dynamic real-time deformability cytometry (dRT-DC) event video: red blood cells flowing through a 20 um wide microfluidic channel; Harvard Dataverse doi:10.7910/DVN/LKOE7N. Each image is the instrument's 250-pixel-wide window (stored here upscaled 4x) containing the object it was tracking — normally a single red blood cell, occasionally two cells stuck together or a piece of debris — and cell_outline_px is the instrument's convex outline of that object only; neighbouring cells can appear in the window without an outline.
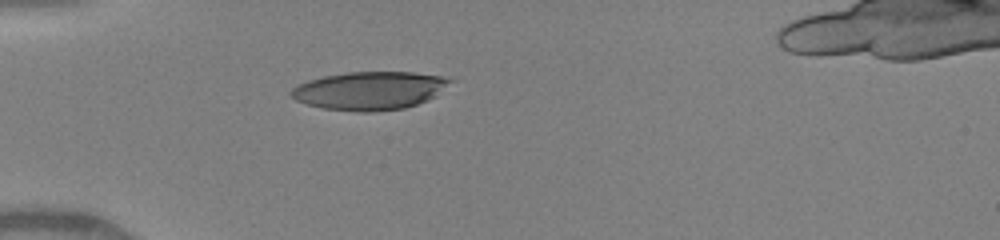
{"species": "human", "species_latin": "Homo sapiens", "temperature_condition": "warm", "stored_images_in_passage": 18, "camera_frame_rate_fps": 3000, "um_per_image_px": 0.085, "donor": {"sex": "female"}, "frame": {"image": 1, "passage_image": 3, "time_ms": 0.667, "image_size_px": [1000, 240], "cell_outline_px": [[456, 80], [436, 96], [428, 100], [404, 108], [372, 112], [356, 112], [324, 108], [308, 104], [296, 100], [288, 92], [292, 88], [308, 80], [324, 76], [348, 72], [412, 72], [440, 76]], "centroid_in_image_um": [31.45, 7.7], "position_along_channel_um": 53.5, "area_um2": 35.43}}
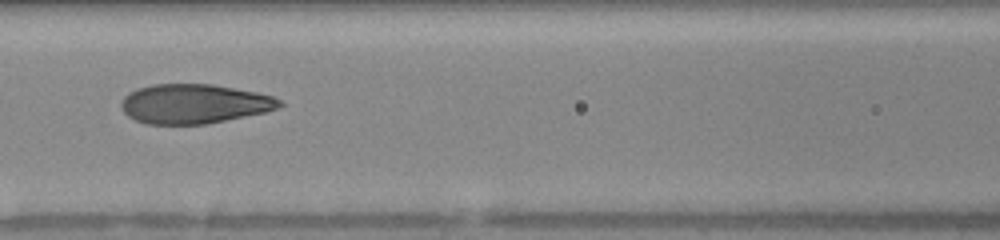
{"frame": {"image": 2, "passage_image": 11, "time_ms": 3.333, "image_size_px": [1000, 240], "cell_outline_px": [[284, 104], [280, 108], [264, 112], [204, 124], [144, 124], [128, 116], [120, 108], [120, 104], [124, 96], [128, 92], [136, 88], [152, 84], [212, 84], [256, 92], [272, 96], [280, 100]], "centroid_in_image_um": [16.46, 8.82], "position_along_channel_um": 150.1, "area_um2": 36.41}}